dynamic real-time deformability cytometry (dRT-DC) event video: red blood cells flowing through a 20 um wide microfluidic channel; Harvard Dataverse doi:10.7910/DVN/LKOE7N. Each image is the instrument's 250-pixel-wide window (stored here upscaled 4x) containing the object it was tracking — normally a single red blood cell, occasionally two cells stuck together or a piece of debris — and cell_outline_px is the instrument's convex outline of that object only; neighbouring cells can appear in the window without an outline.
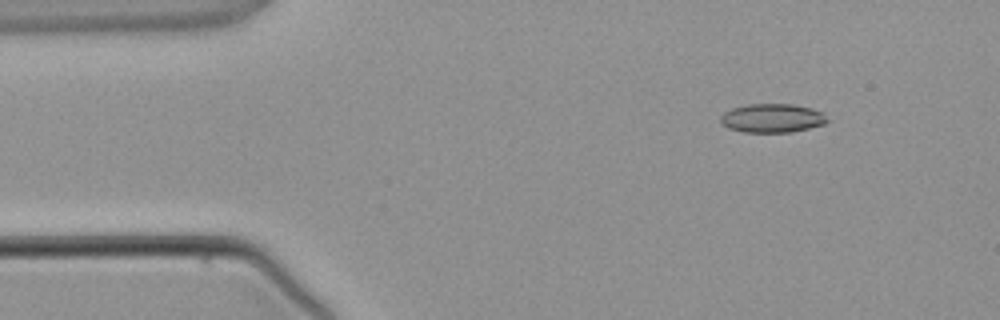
{"species": "common noctule bat (a hibernating species)", "species_latin": "Nyctalus noctula", "temperature_condition": "warm", "stored_images_in_passage": 3, "camera_frame_rate_fps": 3000, "um_per_image_px": 0.085, "animal": {"sex": "male", "body_mass_g": 21.5, "forearm_length_mm": 52.0}, "frame": {"image": 1, "passage_image": 2, "time_ms": 1.333, "image_size_px": [1000, 320], "cell_outline_px": [[828, 120], [824, 124], [792, 132], [744, 132], [728, 128], [720, 120], [720, 116], [724, 112], [732, 108], [748, 104], [792, 104], [812, 108], [824, 112]], "centroid_in_image_um": [65.65, 10.03], "position_along_channel_um": 19.3, "area_um2": 17.92}}